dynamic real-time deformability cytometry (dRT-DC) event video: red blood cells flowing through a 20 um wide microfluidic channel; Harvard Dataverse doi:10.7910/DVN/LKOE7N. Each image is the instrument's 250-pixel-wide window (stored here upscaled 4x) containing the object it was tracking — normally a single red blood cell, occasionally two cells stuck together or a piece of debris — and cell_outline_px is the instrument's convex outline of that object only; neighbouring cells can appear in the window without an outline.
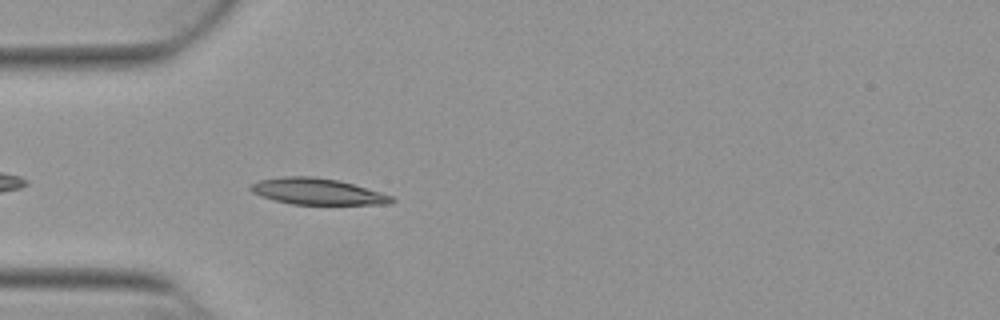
{"species": "Egyptian fruit bat (a non-hibernating species)", "species_latin": "Rousettus aegyptiacus", "temperature_condition": "warm", "stored_images_in_passage": 9, "camera_frame_rate_fps": 3000, "um_per_image_px": 0.085, "animal": {"sex": "female"}, "frame": {"image": 1, "passage_image": 3, "time_ms": 0.667, "image_size_px": [1000, 320], "cell_outline_px": [[396, 200], [388, 204], [292, 204], [260, 196], [252, 192], [248, 188], [252, 184], [260, 180], [284, 176], [312, 176], [336, 180], [352, 184], [380, 192], [392, 196]], "centroid_in_image_um": [26.95, 16.28], "position_along_channel_um": 58.1, "area_um2": 21.27}}